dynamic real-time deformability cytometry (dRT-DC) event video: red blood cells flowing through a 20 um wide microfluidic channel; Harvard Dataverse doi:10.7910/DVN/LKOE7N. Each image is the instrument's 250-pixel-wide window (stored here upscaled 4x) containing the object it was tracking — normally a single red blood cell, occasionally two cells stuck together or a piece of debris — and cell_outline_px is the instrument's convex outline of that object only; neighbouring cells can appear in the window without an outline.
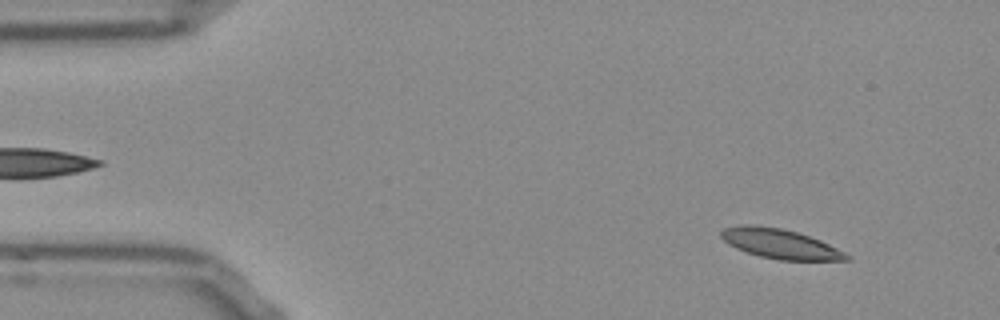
{"species": "Egyptian fruit bat (a non-hibernating species)", "species_latin": "Rousettus aegyptiacus", "temperature_condition": "room temperature", "stored_images_in_passage": 49, "camera_frame_rate_fps": 3000, "um_per_image_px": 0.085, "frame": {"image": 1, "passage_image": 5, "time_ms": 1.333, "image_size_px": [1000, 320], "cell_outline_px": [[852, 260], [780, 260], [760, 256], [736, 248], [728, 244], [720, 236], [720, 232], [724, 228], [740, 224], [752, 224], [780, 228], [796, 232], [820, 240], [852, 256]], "centroid_in_image_um": [66.3, 20.72], "position_along_channel_um": 18.7, "area_um2": 21.56}}
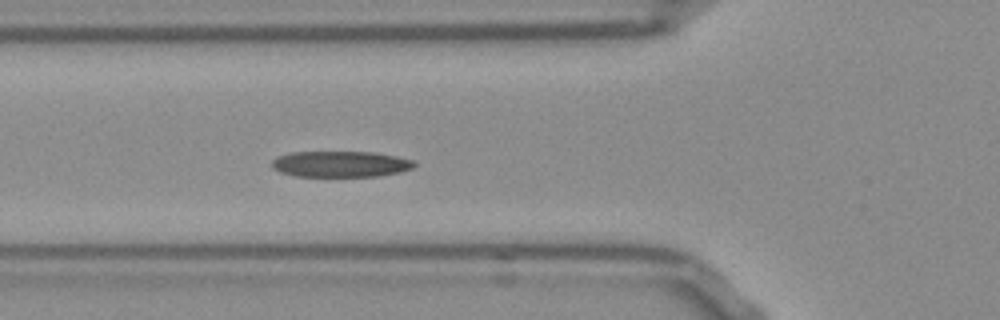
{"frame": {"image": 2, "passage_image": 18, "time_ms": 5.667, "image_size_px": [1000, 320], "cell_outline_px": [[416, 164], [412, 168], [400, 172], [380, 176], [296, 176], [280, 172], [272, 168], [272, 160], [280, 156], [292, 152], [372, 152], [396, 156], [412, 160]], "centroid_in_image_um": [28.95, 13.95], "position_along_channel_um": 96.9, "area_um2": 21.44}}
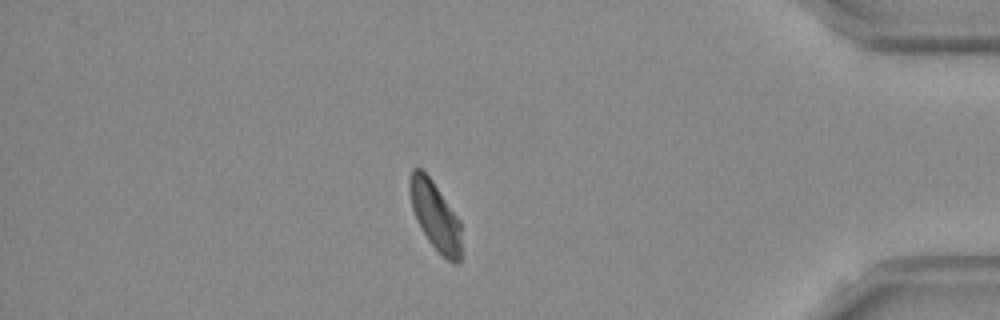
{"frame": {"image": 3, "passage_image": 45, "time_ms": 14.667, "image_size_px": [1000, 320], "cell_outline_px": [[464, 256], [456, 264], [452, 264], [428, 240], [420, 228], [412, 208], [408, 188], [408, 180], [412, 168], [420, 168], [432, 180], [460, 220]], "centroid_in_image_um": [37.03, 18.38], "position_along_channel_um": 398.2, "area_um2": 21.04}, "authors_computed_cell_mechanics": {"area_um2": 21.7906, "velocity_mm_per_s": 3.7975, "shape_relaxation_time_tau1_ms": 3.8677, "shape_relaxation_time_tau2_ms": 2.6635, "deformation_change_tau1": 0.1444, "deformation_change_tau2": 0.0881}}